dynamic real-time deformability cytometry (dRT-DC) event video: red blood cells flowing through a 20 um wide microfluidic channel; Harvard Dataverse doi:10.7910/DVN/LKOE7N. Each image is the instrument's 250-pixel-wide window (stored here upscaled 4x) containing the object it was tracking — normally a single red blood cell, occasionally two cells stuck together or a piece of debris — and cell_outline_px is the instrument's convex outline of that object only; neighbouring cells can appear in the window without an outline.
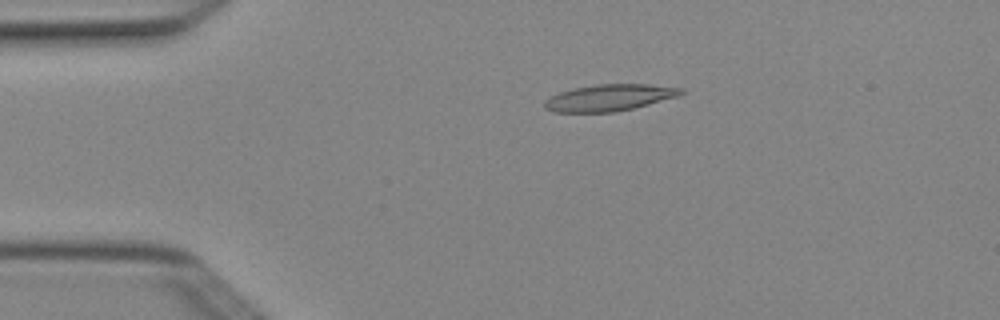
{"species": "Egyptian fruit bat (a non-hibernating species)", "species_latin": "Rousettus aegyptiacus", "temperature_condition": "cold", "stored_images_in_passage": 4, "camera_frame_rate_fps": 3000, "um_per_image_px": 0.085, "animal": {"sex": "female"}, "frame": {"image": 1, "passage_image": 3, "time_ms": 0.667, "image_size_px": [1000, 320], "cell_outline_px": [[684, 92], [680, 96], [616, 112], [552, 112], [544, 108], [544, 100], [560, 92], [572, 88], [596, 84], [648, 84], [684, 88]], "centroid_in_image_um": [51.79, 8.3], "position_along_channel_um": 33.2, "area_um2": 21.21}}